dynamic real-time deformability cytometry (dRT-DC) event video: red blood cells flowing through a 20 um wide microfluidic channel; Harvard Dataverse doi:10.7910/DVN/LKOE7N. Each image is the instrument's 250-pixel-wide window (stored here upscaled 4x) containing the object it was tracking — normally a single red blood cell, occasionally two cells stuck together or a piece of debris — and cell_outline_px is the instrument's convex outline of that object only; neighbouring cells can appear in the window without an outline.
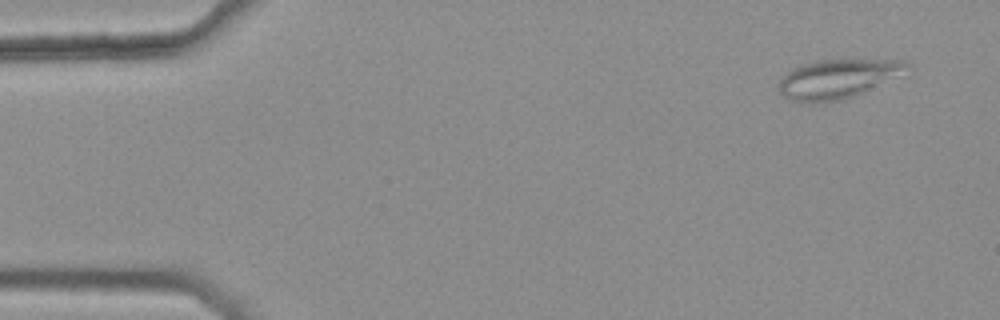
{"species": "common noctule bat (a hibernating species)", "species_latin": "Nyctalus noctula", "temperature_condition": "warm", "stored_images_in_passage": 3, "camera_frame_rate_fps": 3000, "um_per_image_px": 0.085, "animal": {"sex": "female", "body_mass_g": 25.1}, "frame": {"image": 1, "passage_image": 1, "time_ms": 0.0, "image_size_px": [1000, 320], "cell_outline_px": [[912, 64], [856, 96], [844, 100], [804, 104], [788, 100], [780, 92], [780, 80], [792, 68], [800, 64], [816, 60], [904, 60]], "centroid_in_image_um": [71.05, 6.72], "position_along_channel_um": 13.9, "area_um2": 28.55}}